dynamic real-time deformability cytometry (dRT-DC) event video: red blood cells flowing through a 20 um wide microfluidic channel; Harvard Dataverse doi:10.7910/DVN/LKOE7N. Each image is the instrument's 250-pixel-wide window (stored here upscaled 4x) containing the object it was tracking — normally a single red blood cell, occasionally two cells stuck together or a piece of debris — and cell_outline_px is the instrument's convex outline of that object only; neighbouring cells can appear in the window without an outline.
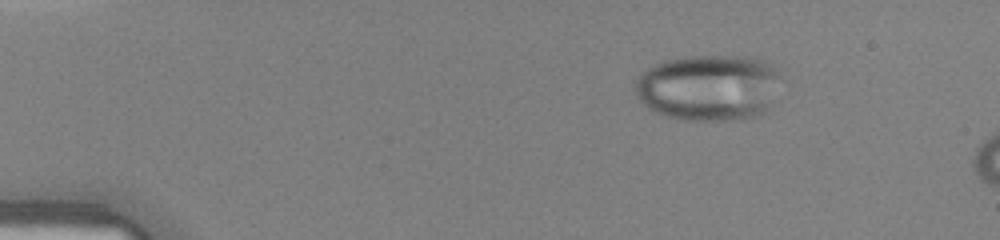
{"species": "human", "species_latin": "Homo sapiens", "temperature_condition": "warm", "stored_images_in_passage": 7, "camera_frame_rate_fps": 3000, "um_per_image_px": 0.085, "donor": {"sex": "female"}, "frame": {"image": 1, "passage_image": 1, "time_ms": 0.0, "image_size_px": [1000, 240], "cell_outline_px": [[780, 76], [772, 100], [764, 112], [760, 116], [732, 120], [676, 120], [656, 112], [648, 108], [636, 96], [636, 80], [640, 72], [644, 68], [652, 64], [664, 60], [688, 56], [756, 56], [780, 68]], "centroid_in_image_um": [60.23, 7.42], "position_along_channel_um": 24.8, "area_um2": 57.16}}